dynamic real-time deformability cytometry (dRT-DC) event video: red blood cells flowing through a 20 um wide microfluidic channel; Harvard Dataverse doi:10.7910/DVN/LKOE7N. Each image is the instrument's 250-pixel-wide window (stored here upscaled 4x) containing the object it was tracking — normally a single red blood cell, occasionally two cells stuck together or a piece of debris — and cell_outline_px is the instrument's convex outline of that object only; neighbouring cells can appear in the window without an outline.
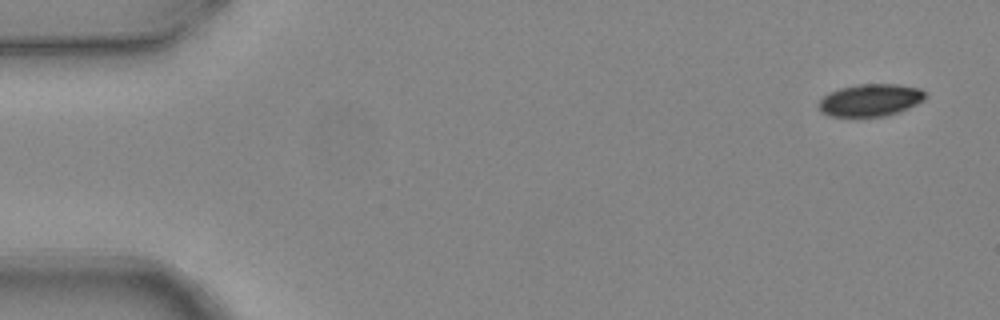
{"species": "common noctule bat (a hibernating species)", "species_latin": "Nyctalus noctula", "temperature_condition": "warm", "stored_images_in_passage": 7, "camera_frame_rate_fps": 3000, "um_per_image_px": 0.085, "animal": {"sex": "female", "body_mass_g": 24.6, "forearm_length_mm": 56.2}, "frame": {"image": 1, "passage_image": 1, "time_ms": 0.0, "image_size_px": [1000, 320], "cell_outline_px": [[924, 100], [900, 112], [884, 116], [828, 116], [820, 112], [820, 100], [828, 92], [840, 88], [860, 84], [896, 84], [920, 88], [924, 92]], "centroid_in_image_um": [73.97, 8.51], "position_along_channel_um": 11.0, "area_um2": 19.94}}
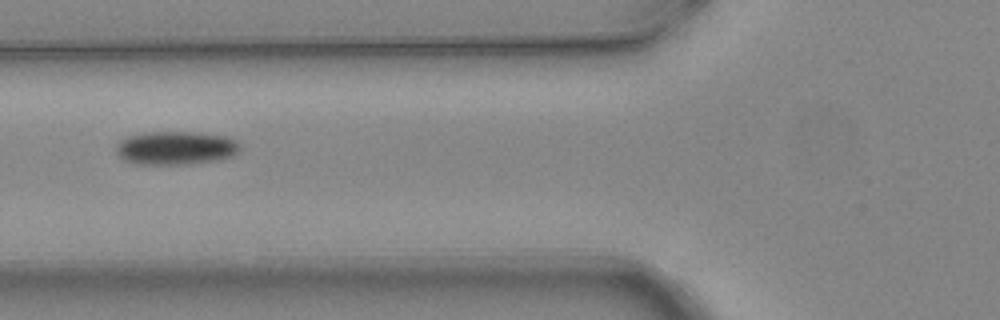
{"frame": {"image": 2, "passage_image": 6, "time_ms": 1.667, "image_size_px": [1000, 320], "cell_outline_px": [[240, 152], [232, 156], [220, 160], [188, 164], [136, 164], [124, 160], [116, 156], [116, 144], [120, 140], [128, 136], [148, 132], [200, 132], [228, 136], [236, 140], [240, 144]], "centroid_in_image_um": [14.96, 12.58], "position_along_channel_um": 110.8, "area_um2": 24.62}}
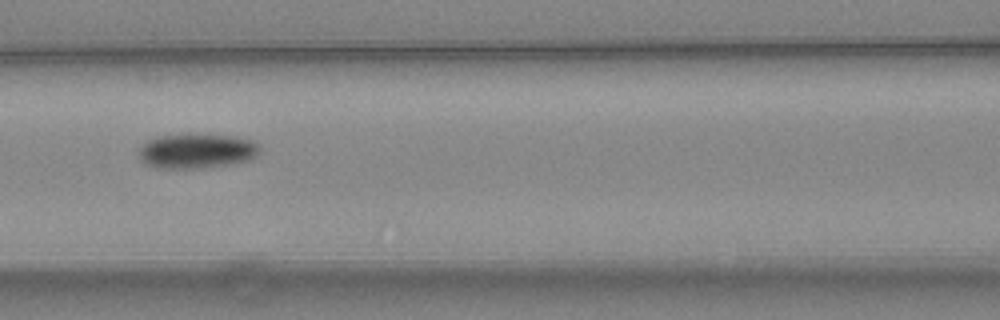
{"frame": {"image": 3, "passage_image": 7, "time_ms": 2.0, "image_size_px": [1000, 320], "cell_outline_px": [[260, 148], [256, 156], [248, 160], [228, 164], [204, 168], [160, 168], [144, 164], [140, 160], [136, 152], [148, 140], [160, 136], [188, 132], [236, 136], [252, 140]], "centroid_in_image_um": [16.68, 12.8], "position_along_channel_um": 149.9, "area_um2": 25.03}}